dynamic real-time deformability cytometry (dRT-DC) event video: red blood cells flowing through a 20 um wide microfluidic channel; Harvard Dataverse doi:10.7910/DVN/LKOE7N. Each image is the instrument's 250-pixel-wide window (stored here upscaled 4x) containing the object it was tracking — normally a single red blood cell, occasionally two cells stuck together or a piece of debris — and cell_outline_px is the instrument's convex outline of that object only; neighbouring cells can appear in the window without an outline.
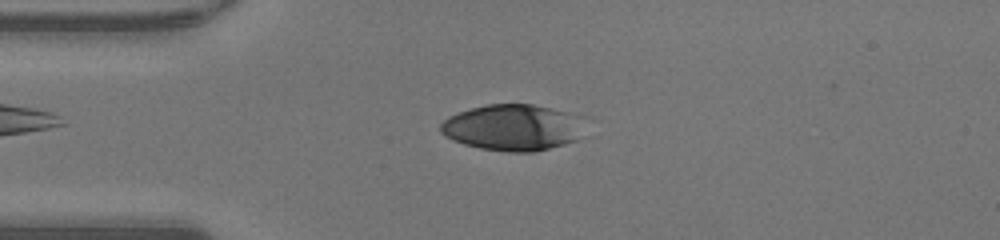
{"species": "human", "species_latin": "Homo sapiens", "temperature_condition": "warm", "stored_images_in_passage": 46, "camera_frame_rate_fps": 3000, "um_per_image_px": 0.085, "donor": {"sex": "male"}, "frame": {"image": 1, "passage_image": 10, "time_ms": 3.0, "image_size_px": [1000, 240], "cell_outline_px": [[576, 140], [564, 144], [536, 152], [508, 152], [480, 148], [464, 144], [444, 136], [440, 132], [440, 124], [448, 116], [472, 108], [488, 104], [532, 104], [564, 112]], "centroid_in_image_um": [43.28, 10.86], "position_along_channel_um": 41.7, "area_um2": 36.76}}
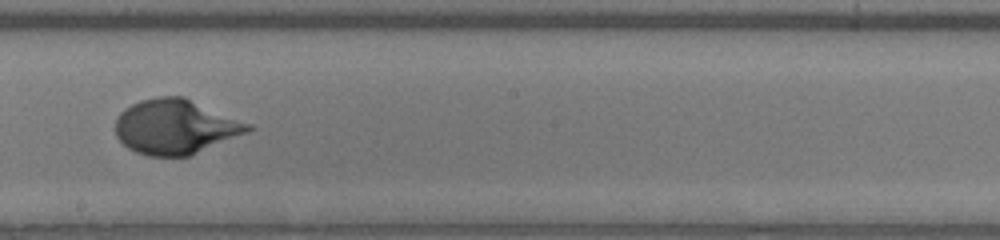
{"frame": {"image": 2, "passage_image": 25, "time_ms": 8.0, "image_size_px": [1000, 240], "cell_outline_px": [[256, 128], [248, 132], [188, 156], [148, 156], [136, 152], [128, 148], [116, 136], [116, 120], [120, 112], [124, 108], [140, 100], [156, 96], [184, 96], [252, 124]], "centroid_in_image_um": [14.92, 10.76], "position_along_channel_um": 233.3, "area_um2": 42.37}}
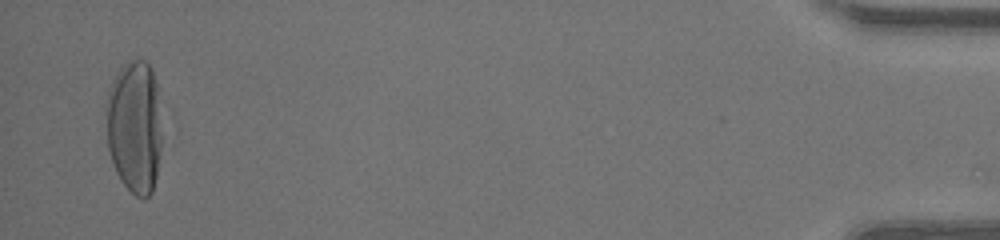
{"frame": {"image": 3, "passage_image": 45, "time_ms": 14.667, "image_size_px": [1000, 240], "cell_outline_px": [[160, 152], [156, 176], [152, 192], [144, 200], [136, 196], [120, 180], [116, 172], [108, 148], [104, 108], [104, 104], [108, 88], [112, 80], [120, 68], [124, 64], [136, 56], [144, 60], [152, 68], [156, 84], [160, 136]], "centroid_in_image_um": [11.38, 10.73], "position_along_channel_um": 423.8, "area_um2": 43.58}, "authors_computed_cell_mechanics": {"area_um2": 40.8068, "velocity_mm_per_s": 4.2705, "shape_relaxation_time_tau1_ms": 4.0087, "shape_relaxation_time_tau2_ms": null, "deformation_change_tau1": 0.2533, "deformation_change_tau2": null}}